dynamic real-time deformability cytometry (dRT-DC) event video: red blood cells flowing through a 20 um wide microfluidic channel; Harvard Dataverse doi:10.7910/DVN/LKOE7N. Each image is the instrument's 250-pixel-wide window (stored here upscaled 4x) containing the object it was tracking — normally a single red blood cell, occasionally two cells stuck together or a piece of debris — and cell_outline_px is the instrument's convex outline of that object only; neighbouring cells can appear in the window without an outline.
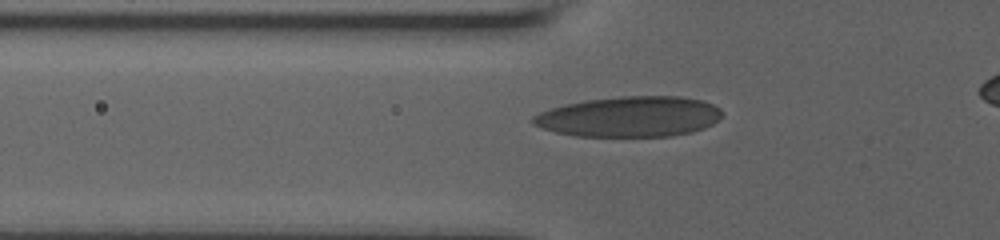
{"species": "human", "species_latin": "Homo sapiens", "temperature_condition": "room temperature", "stored_images_in_passage": 10, "camera_frame_rate_fps": 3000, "um_per_image_px": 0.085, "donor": {"sex": "male"}, "frame": {"image": 1, "passage_image": 4, "time_ms": 1.667, "image_size_px": [1000, 240], "cell_outline_px": [[720, 116], [712, 124], [704, 128], [692, 132], [668, 136], [576, 136], [556, 132], [532, 124], [532, 116], [540, 112], [564, 104], [588, 100], [620, 96], [680, 96], [700, 100], [712, 104], [720, 108]], "centroid_in_image_um": [53.5, 9.91], "position_along_channel_um": 72.3, "area_um2": 44.27}}
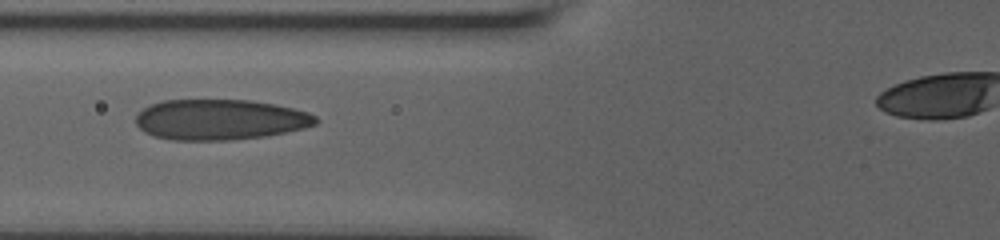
{"frame": {"image": 2, "passage_image": 6, "time_ms": 2.667, "image_size_px": [1000, 240], "cell_outline_px": [[320, 120], [316, 124], [304, 128], [264, 136], [232, 140], [172, 140], [152, 136], [144, 132], [136, 124], [136, 116], [144, 108], [152, 104], [164, 100], [252, 100], [276, 104], [308, 112], [316, 116]], "centroid_in_image_um": [18.71, 10.17], "position_along_channel_um": 107.1, "area_um2": 42.6}}
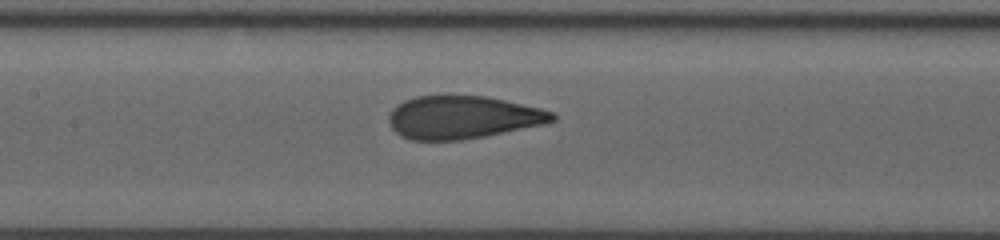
{"frame": {"image": 3, "passage_image": 9, "time_ms": 4.333, "image_size_px": [1000, 240], "cell_outline_px": [[556, 120], [544, 124], [484, 136], [460, 140], [412, 140], [400, 136], [392, 128], [388, 120], [388, 116], [392, 108], [396, 104], [404, 100], [416, 96], [488, 96], [540, 108], [552, 112], [556, 116]], "centroid_in_image_um": [39.29, 9.97], "position_along_channel_um": 168.1, "area_um2": 40.81}}